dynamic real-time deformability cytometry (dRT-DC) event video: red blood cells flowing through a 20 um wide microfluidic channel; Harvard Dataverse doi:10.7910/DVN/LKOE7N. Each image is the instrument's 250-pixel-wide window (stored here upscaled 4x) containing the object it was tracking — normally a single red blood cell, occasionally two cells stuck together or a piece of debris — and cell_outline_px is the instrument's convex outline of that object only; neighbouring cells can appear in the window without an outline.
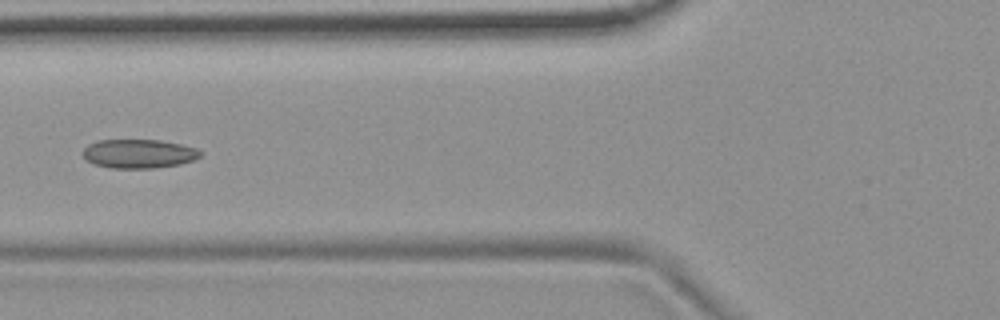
{"species": "common noctule bat (a hibernating species)", "species_latin": "Nyctalus noctula", "temperature_condition": "room temperature", "stored_images_in_passage": 9, "camera_frame_rate_fps": 3000, "um_per_image_px": 0.085, "animal": {"sex": "female", "body_mass_g": 19.9}, "frame": {"image": 1, "passage_image": 6, "time_ms": 6.667, "image_size_px": [1000, 320], "cell_outline_px": [[200, 156], [196, 160], [180, 164], [156, 168], [112, 168], [96, 164], [88, 160], [84, 156], [84, 148], [88, 144], [100, 140], [160, 140], [180, 144], [196, 148], [200, 152]], "centroid_in_image_um": [11.83, 13.06], "position_along_channel_um": 114.0, "area_um2": 19.65}}
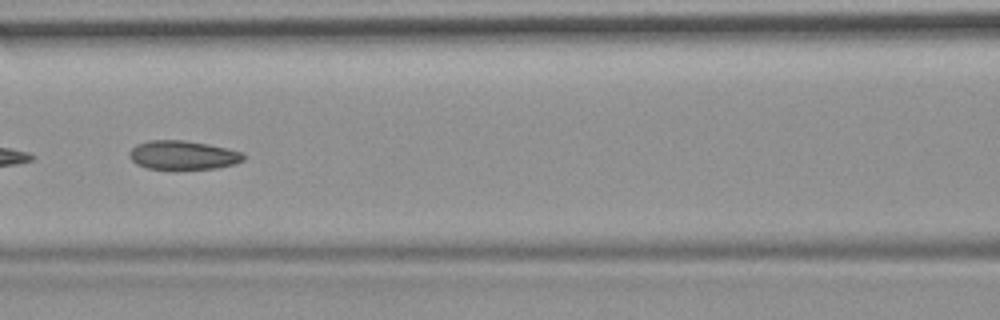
{"frame": {"image": 2, "passage_image": 7, "time_ms": 7.667, "image_size_px": [1000, 320], "cell_outline_px": [[244, 160], [236, 164], [216, 168], [176, 172], [148, 168], [136, 164], [128, 156], [128, 152], [136, 144], [148, 140], [184, 140], [208, 144], [228, 148], [244, 152]], "centroid_in_image_um": [15.55, 13.22], "position_along_channel_um": 151.1, "area_um2": 20.17}}
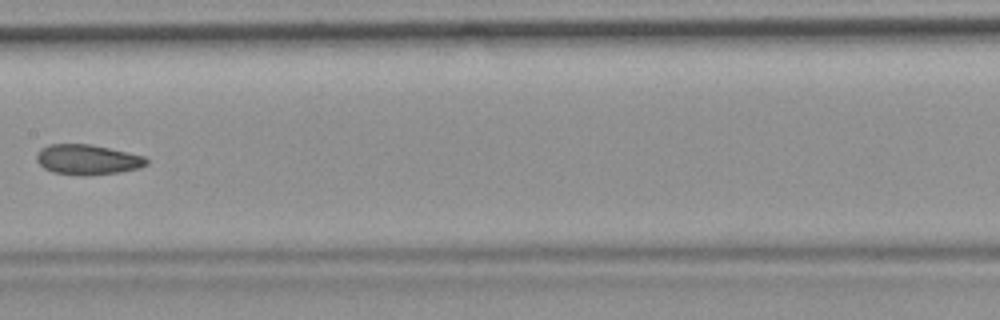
{"frame": {"image": 3, "passage_image": 8, "time_ms": 9.0, "image_size_px": [1000, 320], "cell_outline_px": [[148, 164], [140, 168], [120, 172], [84, 176], [80, 176], [52, 172], [44, 168], [36, 160], [36, 156], [40, 148], [48, 144], [88, 144], [108, 148], [144, 156], [148, 160]], "centroid_in_image_um": [7.42, 13.57], "position_along_channel_um": 200.0, "area_um2": 19.36}}